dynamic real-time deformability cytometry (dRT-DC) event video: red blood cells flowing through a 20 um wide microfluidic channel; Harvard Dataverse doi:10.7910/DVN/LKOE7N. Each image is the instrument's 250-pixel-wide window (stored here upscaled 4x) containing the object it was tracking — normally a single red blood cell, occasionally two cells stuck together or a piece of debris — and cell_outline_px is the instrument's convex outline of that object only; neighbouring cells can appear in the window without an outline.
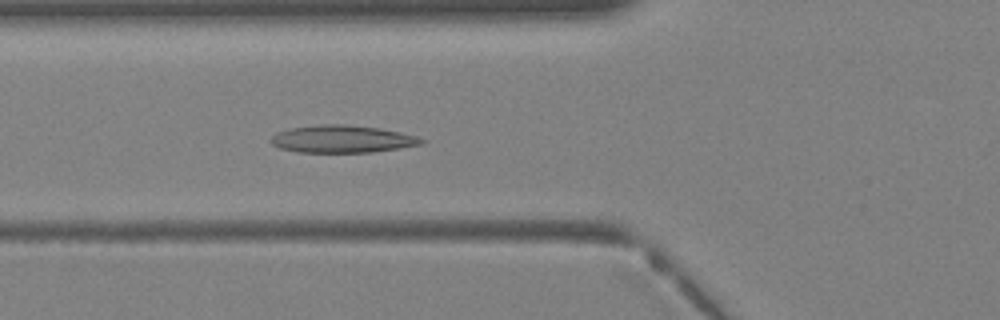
{"species": "Egyptian fruit bat (a non-hibernating species)", "species_latin": "Rousettus aegyptiacus", "temperature_condition": "warm", "stored_images_in_passage": 39, "camera_frame_rate_fps": 3000, "um_per_image_px": 0.085, "animal": {"sex": "female"}, "frame": {"image": 1, "passage_image": 14, "time_ms": 4.333, "image_size_px": [1000, 320], "cell_outline_px": [[428, 140], [424, 144], [400, 148], [372, 152], [296, 152], [280, 148], [272, 144], [268, 140], [276, 132], [288, 128], [324, 124], [344, 124], [380, 128], [400, 132], [416, 136]], "centroid_in_image_um": [29.09, 11.81], "position_along_channel_um": 96.7, "area_um2": 24.28}}
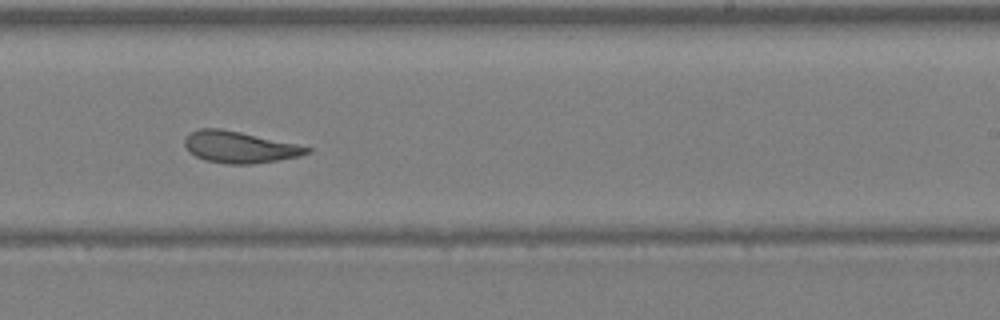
{"frame": {"image": 2, "passage_image": 24, "time_ms": 7.667, "image_size_px": [1000, 320], "cell_outline_px": [[312, 152], [300, 156], [252, 164], [228, 164], [204, 160], [196, 156], [184, 144], [184, 140], [192, 132], [200, 128], [220, 128], [240, 132], [296, 144], [312, 148]], "centroid_in_image_um": [20.38, 12.51], "position_along_channel_um": 268.6, "area_um2": 22.14}}
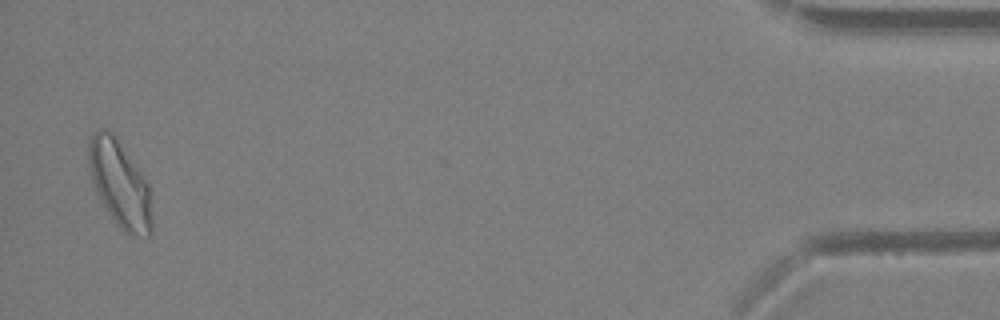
{"frame": {"image": 3, "passage_image": 38, "time_ms": 12.333, "image_size_px": [1000, 320], "cell_outline_px": [[152, 236], [136, 236], [124, 232], [116, 224], [104, 204], [92, 180], [88, 164], [88, 144], [92, 136], [96, 132], [104, 128], [112, 132], [116, 136], [148, 184], [152, 192]], "centroid_in_image_um": [10.23, 15.67], "position_along_channel_um": 425.0, "area_um2": 31.67}}